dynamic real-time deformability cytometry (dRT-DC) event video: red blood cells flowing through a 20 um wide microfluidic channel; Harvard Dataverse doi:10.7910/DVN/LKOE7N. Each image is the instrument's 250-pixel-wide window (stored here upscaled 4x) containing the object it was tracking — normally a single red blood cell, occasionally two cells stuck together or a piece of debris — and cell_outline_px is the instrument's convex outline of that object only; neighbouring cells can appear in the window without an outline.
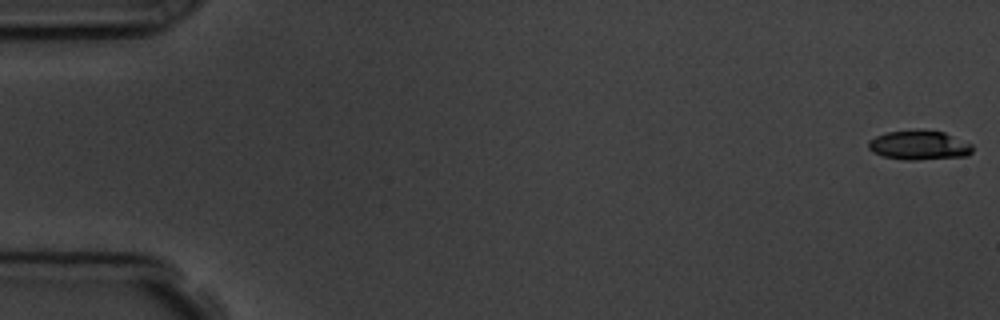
{"species": "common noctule bat (a hibernating species)", "species_latin": "Nyctalus noctula", "temperature_condition": "room temperature", "stored_images_in_passage": 6, "camera_frame_rate_fps": 3000, "um_per_image_px": 0.085, "animal": {"sex": "male", "body_mass_g": 19.5, "forearm_length_mm": 54.6}, "frame": {"image": 1, "passage_image": 1, "time_ms": 0.0, "image_size_px": [1000, 320], "cell_outline_px": [[972, 152], [968, 156], [916, 160], [904, 160], [884, 156], [872, 152], [868, 148], [868, 140], [876, 136], [888, 132], [916, 128], [920, 128], [944, 132], [972, 144]], "centroid_in_image_um": [78.12, 12.32], "position_along_channel_um": 6.9, "area_um2": 18.15}}